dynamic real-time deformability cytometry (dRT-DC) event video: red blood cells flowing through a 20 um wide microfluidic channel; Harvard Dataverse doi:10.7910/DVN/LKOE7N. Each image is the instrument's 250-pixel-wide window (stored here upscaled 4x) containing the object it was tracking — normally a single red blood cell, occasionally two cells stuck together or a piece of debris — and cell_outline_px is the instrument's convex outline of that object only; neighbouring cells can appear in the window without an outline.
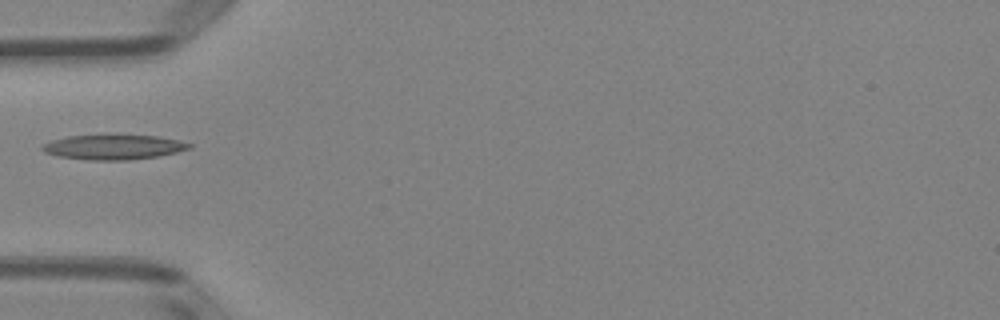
{"species": "Egyptian fruit bat (a non-hibernating species)", "species_latin": "Rousettus aegyptiacus", "temperature_condition": "room temperature", "stored_images_in_passage": 35, "camera_frame_rate_fps": 3000, "um_per_image_px": 0.085, "animal": {"sex": "female"}, "frame": {"image": 1, "passage_image": 1, "time_ms": 0.0, "image_size_px": [1000, 320], "cell_outline_px": [[192, 148], [160, 156], [128, 160], [88, 160], [56, 156], [44, 152], [40, 148], [44, 144], [52, 140], [68, 136], [156, 136], [180, 140], [192, 144]], "centroid_in_image_um": [9.66, 12.52], "position_along_channel_um": 75.3, "area_um2": 21.04}}
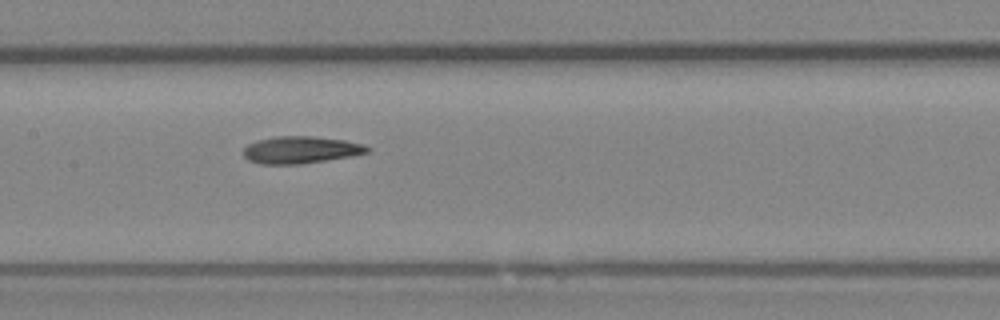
{"frame": {"image": 2, "passage_image": 9, "time_ms": 2.667, "image_size_px": [1000, 320], "cell_outline_px": [[372, 152], [352, 156], [300, 164], [260, 164], [248, 160], [244, 156], [244, 148], [248, 144], [256, 140], [276, 136], [312, 136], [344, 140], [364, 144], [372, 148]], "centroid_in_image_um": [25.6, 12.73], "position_along_channel_um": 181.8, "area_um2": 19.77}}
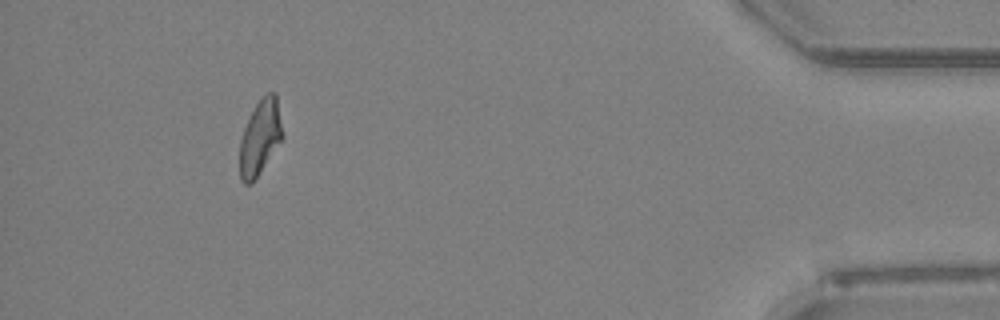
{"frame": {"image": 3, "passage_image": 31, "time_ms": 10.0, "image_size_px": [1000, 320], "cell_outline_px": [[284, 136], [252, 184], [244, 184], [240, 180], [240, 140], [244, 128], [260, 96], [268, 92], [276, 92]], "centroid_in_image_um": [22.12, 11.66], "position_along_channel_um": 413.1, "area_um2": 18.73}}